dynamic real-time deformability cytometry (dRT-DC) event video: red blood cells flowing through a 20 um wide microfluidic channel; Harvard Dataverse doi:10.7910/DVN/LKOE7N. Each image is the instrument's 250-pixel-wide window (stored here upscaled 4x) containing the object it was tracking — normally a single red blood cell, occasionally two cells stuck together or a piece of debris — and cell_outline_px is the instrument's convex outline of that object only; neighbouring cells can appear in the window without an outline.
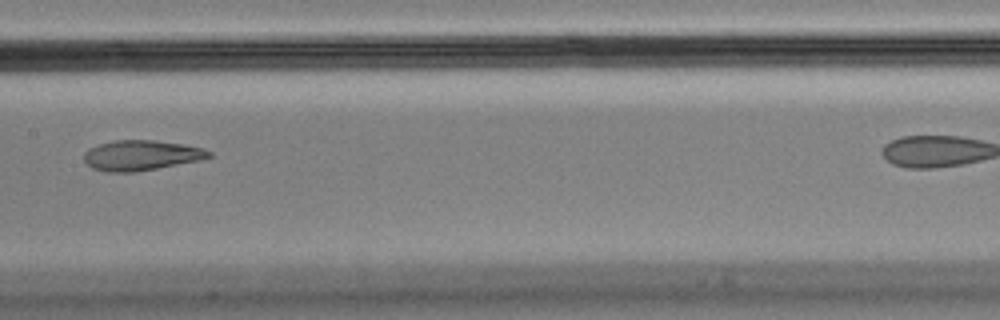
{"species": "Egyptian fruit bat (a non-hibernating species)", "species_latin": "Rousettus aegyptiacus", "temperature_condition": "cold", "stored_images_in_passage": 10, "camera_frame_rate_fps": 3000, "um_per_image_px": 0.085, "animal": {"sex": "male"}, "frame": {"image": 1, "passage_image": 7, "time_ms": 2.0, "image_size_px": [1000, 320], "cell_outline_px": [[212, 156], [200, 160], [136, 172], [104, 172], [92, 168], [84, 160], [84, 152], [88, 148], [100, 144], [116, 140], [156, 140], [204, 148], [212, 152]], "centroid_in_image_um": [11.99, 13.21], "position_along_channel_um": 195.4, "area_um2": 21.96}}